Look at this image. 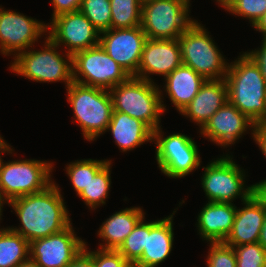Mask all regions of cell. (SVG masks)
Returning a JSON list of instances; mask_svg holds the SVG:
<instances>
[{
	"label": "cell",
	"instance_id": "6da1fadb",
	"mask_svg": "<svg viewBox=\"0 0 266 267\" xmlns=\"http://www.w3.org/2000/svg\"><path fill=\"white\" fill-rule=\"evenodd\" d=\"M21 222L9 228L29 243L59 233L72 222L60 187L53 181L43 191L25 195L7 203Z\"/></svg>",
	"mask_w": 266,
	"mask_h": 267
},
{
	"label": "cell",
	"instance_id": "7a4b0ae2",
	"mask_svg": "<svg viewBox=\"0 0 266 267\" xmlns=\"http://www.w3.org/2000/svg\"><path fill=\"white\" fill-rule=\"evenodd\" d=\"M225 80L228 101L256 125L266 123V82L245 52L229 63Z\"/></svg>",
	"mask_w": 266,
	"mask_h": 267
},
{
	"label": "cell",
	"instance_id": "3957f363",
	"mask_svg": "<svg viewBox=\"0 0 266 267\" xmlns=\"http://www.w3.org/2000/svg\"><path fill=\"white\" fill-rule=\"evenodd\" d=\"M113 111L125 113L144 122L152 131L158 129L167 110L163 91L153 81L131 76L109 90Z\"/></svg>",
	"mask_w": 266,
	"mask_h": 267
},
{
	"label": "cell",
	"instance_id": "277c9868",
	"mask_svg": "<svg viewBox=\"0 0 266 267\" xmlns=\"http://www.w3.org/2000/svg\"><path fill=\"white\" fill-rule=\"evenodd\" d=\"M44 47L18 53L11 62L9 70L35 82H64L66 89L73 82L72 55L57 50L60 47L48 36L44 38ZM66 54V55H65Z\"/></svg>",
	"mask_w": 266,
	"mask_h": 267
},
{
	"label": "cell",
	"instance_id": "5b68a950",
	"mask_svg": "<svg viewBox=\"0 0 266 267\" xmlns=\"http://www.w3.org/2000/svg\"><path fill=\"white\" fill-rule=\"evenodd\" d=\"M66 92L74 115L73 123H78L86 140H97L111 121L113 106L109 90L72 82Z\"/></svg>",
	"mask_w": 266,
	"mask_h": 267
},
{
	"label": "cell",
	"instance_id": "8992f818",
	"mask_svg": "<svg viewBox=\"0 0 266 267\" xmlns=\"http://www.w3.org/2000/svg\"><path fill=\"white\" fill-rule=\"evenodd\" d=\"M210 32L195 20L178 38L183 65L191 67L205 80L225 79L226 61Z\"/></svg>",
	"mask_w": 266,
	"mask_h": 267
},
{
	"label": "cell",
	"instance_id": "52a82bcc",
	"mask_svg": "<svg viewBox=\"0 0 266 267\" xmlns=\"http://www.w3.org/2000/svg\"><path fill=\"white\" fill-rule=\"evenodd\" d=\"M3 160H0V195L6 204L13 199L43 191L53 182L51 172L54 164L51 161Z\"/></svg>",
	"mask_w": 266,
	"mask_h": 267
},
{
	"label": "cell",
	"instance_id": "ba28073f",
	"mask_svg": "<svg viewBox=\"0 0 266 267\" xmlns=\"http://www.w3.org/2000/svg\"><path fill=\"white\" fill-rule=\"evenodd\" d=\"M202 169L201 186L208 202L232 203L237 198L243 202L253 194V186L245 184L246 172L230 154L210 161Z\"/></svg>",
	"mask_w": 266,
	"mask_h": 267
},
{
	"label": "cell",
	"instance_id": "9c48e42d",
	"mask_svg": "<svg viewBox=\"0 0 266 267\" xmlns=\"http://www.w3.org/2000/svg\"><path fill=\"white\" fill-rule=\"evenodd\" d=\"M191 0L142 2L141 27L149 39H178L196 20L190 17Z\"/></svg>",
	"mask_w": 266,
	"mask_h": 267
},
{
	"label": "cell",
	"instance_id": "30bf717a",
	"mask_svg": "<svg viewBox=\"0 0 266 267\" xmlns=\"http://www.w3.org/2000/svg\"><path fill=\"white\" fill-rule=\"evenodd\" d=\"M160 126L153 131V143L156 145L155 157L161 172L169 178H184L201 166L198 145L190 136L173 133L164 136Z\"/></svg>",
	"mask_w": 266,
	"mask_h": 267
},
{
	"label": "cell",
	"instance_id": "8fae6325",
	"mask_svg": "<svg viewBox=\"0 0 266 267\" xmlns=\"http://www.w3.org/2000/svg\"><path fill=\"white\" fill-rule=\"evenodd\" d=\"M73 82L111 90L131 76L115 62L100 44L72 56Z\"/></svg>",
	"mask_w": 266,
	"mask_h": 267
},
{
	"label": "cell",
	"instance_id": "7c38bea8",
	"mask_svg": "<svg viewBox=\"0 0 266 267\" xmlns=\"http://www.w3.org/2000/svg\"><path fill=\"white\" fill-rule=\"evenodd\" d=\"M47 24L0 6V53L15 57L47 36Z\"/></svg>",
	"mask_w": 266,
	"mask_h": 267
},
{
	"label": "cell",
	"instance_id": "4fadbf2b",
	"mask_svg": "<svg viewBox=\"0 0 266 267\" xmlns=\"http://www.w3.org/2000/svg\"><path fill=\"white\" fill-rule=\"evenodd\" d=\"M47 23V36L66 53L74 55L99 44L100 31L79 10L59 15Z\"/></svg>",
	"mask_w": 266,
	"mask_h": 267
},
{
	"label": "cell",
	"instance_id": "5bb4252c",
	"mask_svg": "<svg viewBox=\"0 0 266 267\" xmlns=\"http://www.w3.org/2000/svg\"><path fill=\"white\" fill-rule=\"evenodd\" d=\"M71 224L63 231L29 243V257L40 267H66L84 249Z\"/></svg>",
	"mask_w": 266,
	"mask_h": 267
},
{
	"label": "cell",
	"instance_id": "9a60e30c",
	"mask_svg": "<svg viewBox=\"0 0 266 267\" xmlns=\"http://www.w3.org/2000/svg\"><path fill=\"white\" fill-rule=\"evenodd\" d=\"M147 37L141 26L100 32L99 44L130 76L138 72Z\"/></svg>",
	"mask_w": 266,
	"mask_h": 267
},
{
	"label": "cell",
	"instance_id": "2e32d148",
	"mask_svg": "<svg viewBox=\"0 0 266 267\" xmlns=\"http://www.w3.org/2000/svg\"><path fill=\"white\" fill-rule=\"evenodd\" d=\"M255 127L253 121L227 101L199 132L203 137L225 149L238 142L247 130H251V137H254Z\"/></svg>",
	"mask_w": 266,
	"mask_h": 267
},
{
	"label": "cell",
	"instance_id": "e0dca14e",
	"mask_svg": "<svg viewBox=\"0 0 266 267\" xmlns=\"http://www.w3.org/2000/svg\"><path fill=\"white\" fill-rule=\"evenodd\" d=\"M182 64L178 39L147 38L143 46L138 72L133 77L151 82L153 81L150 77L151 74L162 75L165 78Z\"/></svg>",
	"mask_w": 266,
	"mask_h": 267
},
{
	"label": "cell",
	"instance_id": "ac0fdd59",
	"mask_svg": "<svg viewBox=\"0 0 266 267\" xmlns=\"http://www.w3.org/2000/svg\"><path fill=\"white\" fill-rule=\"evenodd\" d=\"M163 219L146 221V241L142 256L133 267H158L170 255L173 248L174 229L173 215Z\"/></svg>",
	"mask_w": 266,
	"mask_h": 267
},
{
	"label": "cell",
	"instance_id": "d6986e66",
	"mask_svg": "<svg viewBox=\"0 0 266 267\" xmlns=\"http://www.w3.org/2000/svg\"><path fill=\"white\" fill-rule=\"evenodd\" d=\"M228 101L225 79L206 80L197 95L180 113L197 123L201 130L208 120Z\"/></svg>",
	"mask_w": 266,
	"mask_h": 267
},
{
	"label": "cell",
	"instance_id": "ffe728a7",
	"mask_svg": "<svg viewBox=\"0 0 266 267\" xmlns=\"http://www.w3.org/2000/svg\"><path fill=\"white\" fill-rule=\"evenodd\" d=\"M243 208H237L230 234L224 240L228 246L257 243L266 217V209L252 194L243 201Z\"/></svg>",
	"mask_w": 266,
	"mask_h": 267
},
{
	"label": "cell",
	"instance_id": "44dd1931",
	"mask_svg": "<svg viewBox=\"0 0 266 267\" xmlns=\"http://www.w3.org/2000/svg\"><path fill=\"white\" fill-rule=\"evenodd\" d=\"M236 211L234 203H206L197 217L198 234L207 242H224L232 230Z\"/></svg>",
	"mask_w": 266,
	"mask_h": 267
},
{
	"label": "cell",
	"instance_id": "7402d4cb",
	"mask_svg": "<svg viewBox=\"0 0 266 267\" xmlns=\"http://www.w3.org/2000/svg\"><path fill=\"white\" fill-rule=\"evenodd\" d=\"M111 133L121 152L132 151L153 141V131L141 120L119 111H113L106 132Z\"/></svg>",
	"mask_w": 266,
	"mask_h": 267
},
{
	"label": "cell",
	"instance_id": "603a6c76",
	"mask_svg": "<svg viewBox=\"0 0 266 267\" xmlns=\"http://www.w3.org/2000/svg\"><path fill=\"white\" fill-rule=\"evenodd\" d=\"M206 80L191 67L181 65L164 78L163 91L179 114L197 95Z\"/></svg>",
	"mask_w": 266,
	"mask_h": 267
},
{
	"label": "cell",
	"instance_id": "cb8c5ba5",
	"mask_svg": "<svg viewBox=\"0 0 266 267\" xmlns=\"http://www.w3.org/2000/svg\"><path fill=\"white\" fill-rule=\"evenodd\" d=\"M142 209L139 206H132L121 209L107 218L97 233L101 241L104 242L100 243L98 248L117 250L146 214Z\"/></svg>",
	"mask_w": 266,
	"mask_h": 267
},
{
	"label": "cell",
	"instance_id": "d4e9b609",
	"mask_svg": "<svg viewBox=\"0 0 266 267\" xmlns=\"http://www.w3.org/2000/svg\"><path fill=\"white\" fill-rule=\"evenodd\" d=\"M29 257V242L9 227H0V267H17Z\"/></svg>",
	"mask_w": 266,
	"mask_h": 267
},
{
	"label": "cell",
	"instance_id": "484cf974",
	"mask_svg": "<svg viewBox=\"0 0 266 267\" xmlns=\"http://www.w3.org/2000/svg\"><path fill=\"white\" fill-rule=\"evenodd\" d=\"M111 165L108 161L95 175L91 177L87 187L78 195L89 209L95 210L106 204L111 187Z\"/></svg>",
	"mask_w": 266,
	"mask_h": 267
},
{
	"label": "cell",
	"instance_id": "4316f807",
	"mask_svg": "<svg viewBox=\"0 0 266 267\" xmlns=\"http://www.w3.org/2000/svg\"><path fill=\"white\" fill-rule=\"evenodd\" d=\"M111 28H132L141 26V0H110Z\"/></svg>",
	"mask_w": 266,
	"mask_h": 267
},
{
	"label": "cell",
	"instance_id": "83f0119b",
	"mask_svg": "<svg viewBox=\"0 0 266 267\" xmlns=\"http://www.w3.org/2000/svg\"><path fill=\"white\" fill-rule=\"evenodd\" d=\"M111 160L81 159L66 165L65 171L77 196L87 187L94 175Z\"/></svg>",
	"mask_w": 266,
	"mask_h": 267
},
{
	"label": "cell",
	"instance_id": "f1b7e54d",
	"mask_svg": "<svg viewBox=\"0 0 266 267\" xmlns=\"http://www.w3.org/2000/svg\"><path fill=\"white\" fill-rule=\"evenodd\" d=\"M145 216L137 223L133 231L125 238L117 251L133 265L141 256L146 241Z\"/></svg>",
	"mask_w": 266,
	"mask_h": 267
},
{
	"label": "cell",
	"instance_id": "f546056e",
	"mask_svg": "<svg viewBox=\"0 0 266 267\" xmlns=\"http://www.w3.org/2000/svg\"><path fill=\"white\" fill-rule=\"evenodd\" d=\"M80 11L100 32L111 29L110 0H82Z\"/></svg>",
	"mask_w": 266,
	"mask_h": 267
},
{
	"label": "cell",
	"instance_id": "4dcf8cb0",
	"mask_svg": "<svg viewBox=\"0 0 266 267\" xmlns=\"http://www.w3.org/2000/svg\"><path fill=\"white\" fill-rule=\"evenodd\" d=\"M237 267H266V250L257 243L233 247Z\"/></svg>",
	"mask_w": 266,
	"mask_h": 267
},
{
	"label": "cell",
	"instance_id": "1f68e13d",
	"mask_svg": "<svg viewBox=\"0 0 266 267\" xmlns=\"http://www.w3.org/2000/svg\"><path fill=\"white\" fill-rule=\"evenodd\" d=\"M227 12L248 19L254 27L266 12V0H236Z\"/></svg>",
	"mask_w": 266,
	"mask_h": 267
},
{
	"label": "cell",
	"instance_id": "d6a6232c",
	"mask_svg": "<svg viewBox=\"0 0 266 267\" xmlns=\"http://www.w3.org/2000/svg\"><path fill=\"white\" fill-rule=\"evenodd\" d=\"M206 260L207 267H237L236 254L233 247L224 242H209Z\"/></svg>",
	"mask_w": 266,
	"mask_h": 267
},
{
	"label": "cell",
	"instance_id": "836d02e7",
	"mask_svg": "<svg viewBox=\"0 0 266 267\" xmlns=\"http://www.w3.org/2000/svg\"><path fill=\"white\" fill-rule=\"evenodd\" d=\"M94 267H132V265L117 251L113 249H100L93 251Z\"/></svg>",
	"mask_w": 266,
	"mask_h": 267
},
{
	"label": "cell",
	"instance_id": "e575fe53",
	"mask_svg": "<svg viewBox=\"0 0 266 267\" xmlns=\"http://www.w3.org/2000/svg\"><path fill=\"white\" fill-rule=\"evenodd\" d=\"M53 6L52 19L70 12L79 11L82 0H51Z\"/></svg>",
	"mask_w": 266,
	"mask_h": 267
},
{
	"label": "cell",
	"instance_id": "d590c367",
	"mask_svg": "<svg viewBox=\"0 0 266 267\" xmlns=\"http://www.w3.org/2000/svg\"><path fill=\"white\" fill-rule=\"evenodd\" d=\"M261 46L255 50H249L245 53L260 68L261 74L266 82V39L261 40Z\"/></svg>",
	"mask_w": 266,
	"mask_h": 267
},
{
	"label": "cell",
	"instance_id": "8d00e7d4",
	"mask_svg": "<svg viewBox=\"0 0 266 267\" xmlns=\"http://www.w3.org/2000/svg\"><path fill=\"white\" fill-rule=\"evenodd\" d=\"M66 267H94L93 251L85 244L84 249Z\"/></svg>",
	"mask_w": 266,
	"mask_h": 267
},
{
	"label": "cell",
	"instance_id": "74e56055",
	"mask_svg": "<svg viewBox=\"0 0 266 267\" xmlns=\"http://www.w3.org/2000/svg\"><path fill=\"white\" fill-rule=\"evenodd\" d=\"M253 140L266 158V123L256 125Z\"/></svg>",
	"mask_w": 266,
	"mask_h": 267
},
{
	"label": "cell",
	"instance_id": "f35d334b",
	"mask_svg": "<svg viewBox=\"0 0 266 267\" xmlns=\"http://www.w3.org/2000/svg\"><path fill=\"white\" fill-rule=\"evenodd\" d=\"M253 195L266 209V179L261 182L252 184Z\"/></svg>",
	"mask_w": 266,
	"mask_h": 267
},
{
	"label": "cell",
	"instance_id": "ab89813d",
	"mask_svg": "<svg viewBox=\"0 0 266 267\" xmlns=\"http://www.w3.org/2000/svg\"><path fill=\"white\" fill-rule=\"evenodd\" d=\"M254 29L262 34V39H266V12L262 16V18L256 23Z\"/></svg>",
	"mask_w": 266,
	"mask_h": 267
},
{
	"label": "cell",
	"instance_id": "60d3db41",
	"mask_svg": "<svg viewBox=\"0 0 266 267\" xmlns=\"http://www.w3.org/2000/svg\"><path fill=\"white\" fill-rule=\"evenodd\" d=\"M14 149L6 142V140L3 139V137L0 134V160L2 158L1 154L6 153V154H12Z\"/></svg>",
	"mask_w": 266,
	"mask_h": 267
},
{
	"label": "cell",
	"instance_id": "b9f144b4",
	"mask_svg": "<svg viewBox=\"0 0 266 267\" xmlns=\"http://www.w3.org/2000/svg\"><path fill=\"white\" fill-rule=\"evenodd\" d=\"M258 242L262 245V247L266 250V217L263 222V226L260 232V237Z\"/></svg>",
	"mask_w": 266,
	"mask_h": 267
},
{
	"label": "cell",
	"instance_id": "7bdbcfd3",
	"mask_svg": "<svg viewBox=\"0 0 266 267\" xmlns=\"http://www.w3.org/2000/svg\"><path fill=\"white\" fill-rule=\"evenodd\" d=\"M17 267H40L33 259L28 257L22 263H20Z\"/></svg>",
	"mask_w": 266,
	"mask_h": 267
},
{
	"label": "cell",
	"instance_id": "ee69618b",
	"mask_svg": "<svg viewBox=\"0 0 266 267\" xmlns=\"http://www.w3.org/2000/svg\"><path fill=\"white\" fill-rule=\"evenodd\" d=\"M216 3L219 4V6H221L222 8L226 10H228L230 8V6L236 1V0H215Z\"/></svg>",
	"mask_w": 266,
	"mask_h": 267
},
{
	"label": "cell",
	"instance_id": "f6af8a7d",
	"mask_svg": "<svg viewBox=\"0 0 266 267\" xmlns=\"http://www.w3.org/2000/svg\"><path fill=\"white\" fill-rule=\"evenodd\" d=\"M5 201L2 199V197H1V195H0V221L2 220V213H3V208H4V206L3 205H5Z\"/></svg>",
	"mask_w": 266,
	"mask_h": 267
}]
</instances>
